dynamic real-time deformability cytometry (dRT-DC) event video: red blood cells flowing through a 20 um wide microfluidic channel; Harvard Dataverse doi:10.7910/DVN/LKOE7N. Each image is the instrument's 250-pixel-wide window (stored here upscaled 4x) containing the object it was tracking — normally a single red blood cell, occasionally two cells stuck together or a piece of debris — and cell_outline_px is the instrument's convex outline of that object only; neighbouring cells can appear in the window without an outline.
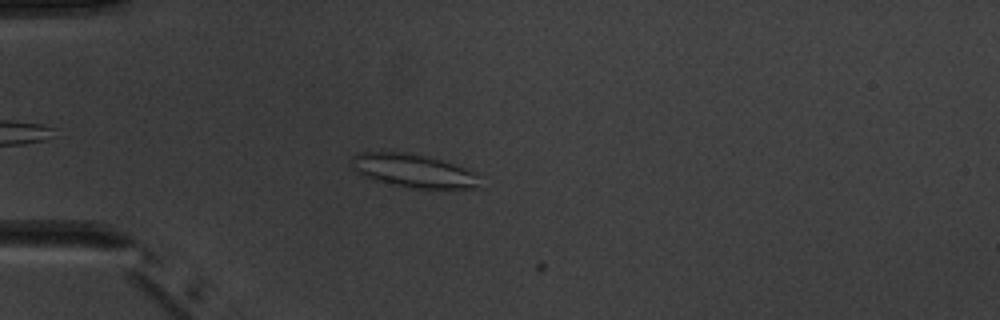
{"species": "common noctule bat (a hibernating species)", "species_latin": "Nyctalus noctula", "temperature_condition": "warm", "stored_images_in_passage": 6, "camera_frame_rate_fps": 3000, "um_per_image_px": 0.085, "animal": {"sex": "male", "body_mass_g": 20.1, "forearm_length_mm": 53.5}, "frame": {"image": 1, "passage_image": 5, "time_ms": 4.667, "image_size_px": [1000, 320], "cell_outline_px": [[480, 188], [412, 188], [392, 184], [360, 176], [352, 168], [352, 156], [356, 152], [408, 152], [440, 160], [476, 172], [480, 176]], "centroid_in_image_um": [35.12, 14.51], "position_along_channel_um": 49.9, "area_um2": 24.97}}